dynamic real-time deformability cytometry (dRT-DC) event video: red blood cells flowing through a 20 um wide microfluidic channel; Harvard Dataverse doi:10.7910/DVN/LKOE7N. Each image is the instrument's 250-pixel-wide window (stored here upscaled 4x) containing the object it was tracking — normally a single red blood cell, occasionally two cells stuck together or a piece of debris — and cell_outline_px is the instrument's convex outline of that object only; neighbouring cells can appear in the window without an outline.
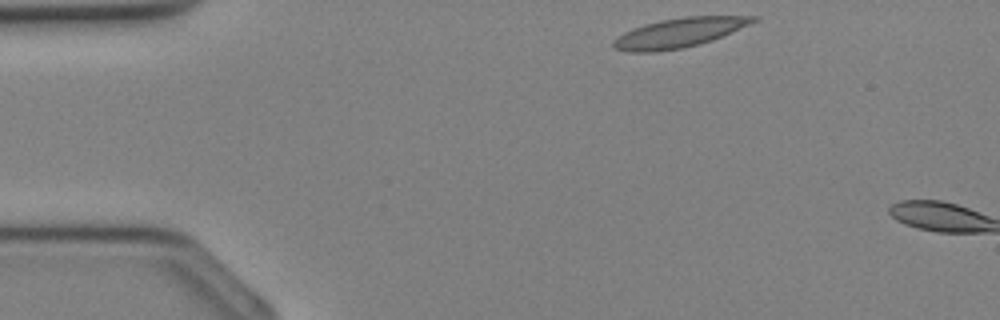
{"species": "Egyptian fruit bat (a non-hibernating species)", "species_latin": "Rousettus aegyptiacus", "temperature_condition": "cold", "stored_images_in_passage": 2, "camera_frame_rate_fps": 3000, "um_per_image_px": 0.085, "animal": {"sex": "female"}, "frame": {"image": 1, "passage_image": 1, "time_ms": 0.0, "image_size_px": [1000, 320], "cell_outline_px": [[760, 20], [712, 40], [700, 44], [684, 48], [656, 52], [628, 52], [616, 48], [612, 44], [612, 40], [624, 32], [632, 28], [644, 24], [660, 20], [684, 16], [760, 16]], "centroid_in_image_um": [57.73, 2.78], "position_along_channel_um": 27.3, "area_um2": 24.1}}